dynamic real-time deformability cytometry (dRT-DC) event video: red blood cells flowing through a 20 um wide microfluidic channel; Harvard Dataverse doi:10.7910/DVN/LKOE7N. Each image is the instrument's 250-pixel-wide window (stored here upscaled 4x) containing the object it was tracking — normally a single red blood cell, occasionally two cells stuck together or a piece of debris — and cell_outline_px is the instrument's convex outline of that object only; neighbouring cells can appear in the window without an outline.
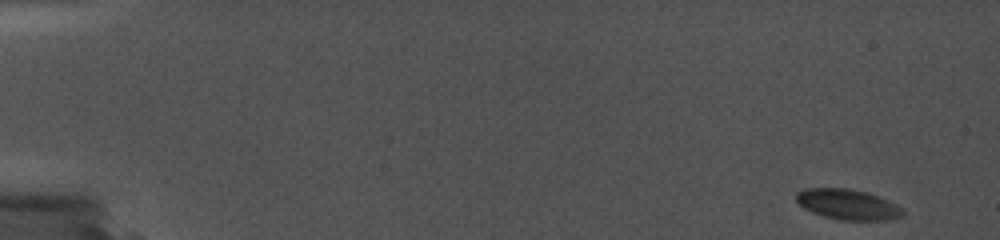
{"species": "common noctule bat (a hibernating species)", "species_latin": "Nyctalus noctula", "temperature_condition": "cold", "stored_images_in_passage": 12, "camera_frame_rate_fps": 5000, "um_per_image_px": 0.085, "animal": {"sex": "female", "body_mass_g": 19.0, "forearm_length_mm": 56.7}, "frame": {"image": 1, "passage_image": 1, "time_ms": 0.0, "image_size_px": [1000, 240], "cell_outline_px": [[904, 216], [892, 220], [840, 220], [824, 216], [812, 212], [804, 208], [796, 200], [796, 192], [804, 188], [848, 188], [868, 192], [888, 200], [896, 204], [904, 212]], "centroid_in_image_um": [72.07, 17.37], "position_along_channel_um": 12.9, "area_um2": 19.02}}